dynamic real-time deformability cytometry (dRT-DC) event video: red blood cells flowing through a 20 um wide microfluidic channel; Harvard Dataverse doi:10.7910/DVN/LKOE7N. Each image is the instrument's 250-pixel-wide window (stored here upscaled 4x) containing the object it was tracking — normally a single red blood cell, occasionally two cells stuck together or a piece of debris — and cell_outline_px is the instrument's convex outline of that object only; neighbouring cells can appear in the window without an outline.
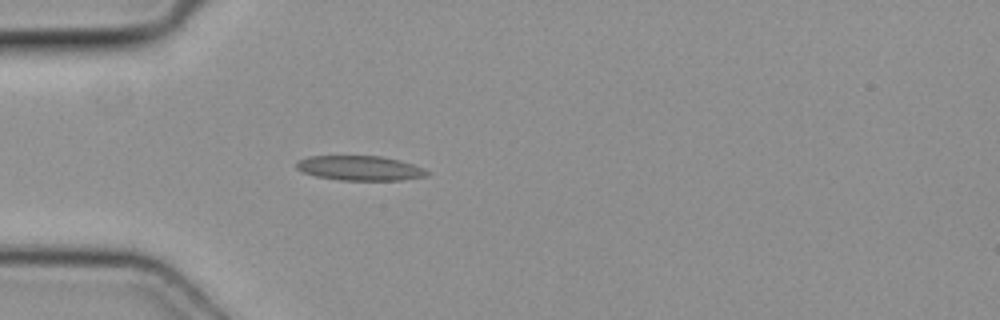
{"species": "common noctule bat (a hibernating species)", "species_latin": "Nyctalus noctula", "temperature_condition": "cold", "stored_images_in_passage": 4, "camera_frame_rate_fps": 3000, "um_per_image_px": 0.085, "animal": {"sex": "female", "body_mass_g": 19.3, "forearm_length_mm": 54.1}, "frame": {"image": 1, "passage_image": 4, "time_ms": 1.0, "image_size_px": [1000, 320], "cell_outline_px": [[428, 172], [424, 176], [400, 180], [340, 180], [316, 176], [304, 172], [296, 168], [296, 164], [300, 160], [308, 156], [380, 156], [412, 164]], "centroid_in_image_um": [30.52, 14.29], "position_along_channel_um": 54.5, "area_um2": 18.32}}